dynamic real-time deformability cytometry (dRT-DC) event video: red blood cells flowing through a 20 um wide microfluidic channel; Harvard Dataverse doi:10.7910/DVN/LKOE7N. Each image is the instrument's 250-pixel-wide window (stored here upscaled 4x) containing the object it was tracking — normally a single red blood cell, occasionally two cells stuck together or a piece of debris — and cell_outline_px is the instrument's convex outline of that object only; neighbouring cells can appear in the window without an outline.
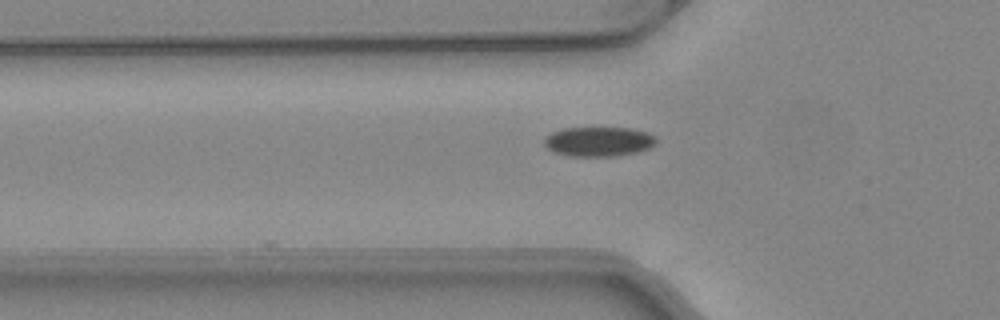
{"species": "common noctule bat (a hibernating species)", "species_latin": "Nyctalus noctula", "temperature_condition": "warm", "stored_images_in_passage": 26, "camera_frame_rate_fps": 3000, "um_per_image_px": 0.085, "animal": {"sex": "female", "body_mass_g": 24.6, "forearm_length_mm": 56.2}, "frame": {"image": 1, "passage_image": 4, "time_ms": 1.0, "image_size_px": [1000, 320], "cell_outline_px": [[656, 144], [648, 148], [636, 152], [616, 156], [568, 156], [552, 152], [544, 144], [544, 140], [552, 132], [564, 128], [628, 128], [648, 132], [656, 136]], "centroid_in_image_um": [50.89, 12.04], "position_along_channel_um": 74.9, "area_um2": 19.31}}
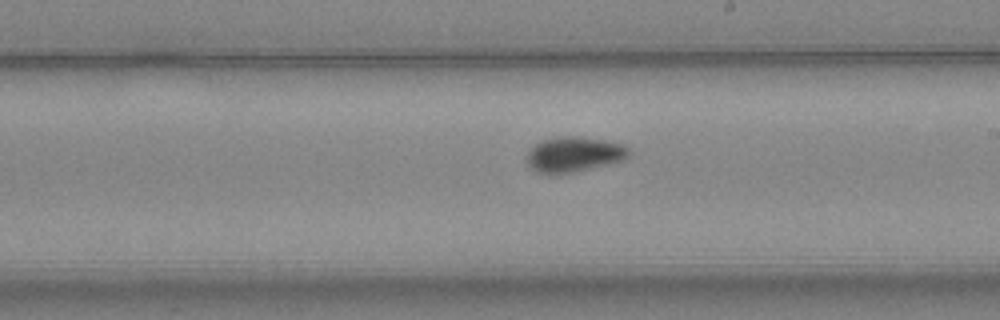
{"frame": {"image": 2, "passage_image": 16, "time_ms": 5.0, "image_size_px": [1000, 320], "cell_outline_px": [[628, 156], [620, 160], [608, 164], [560, 176], [548, 176], [536, 172], [528, 168], [524, 160], [528, 152], [536, 144], [544, 140], [556, 136], [580, 136], [604, 140], [624, 144], [628, 148]], "centroid_in_image_um": [48.69, 13.16], "position_along_channel_um": 240.3, "area_um2": 21.56}}
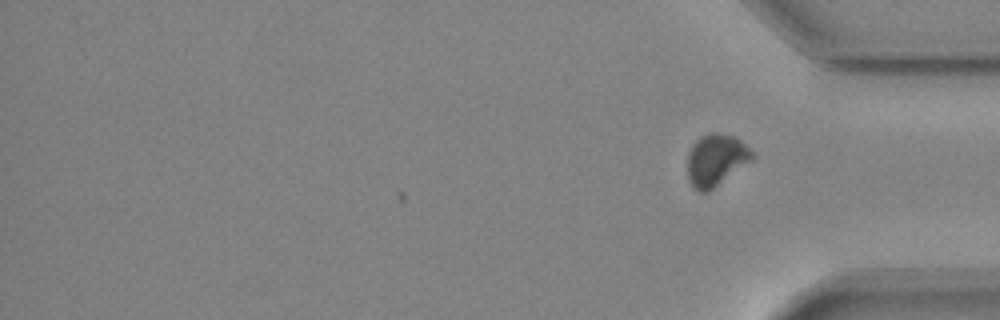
{"frame": {"image": 3, "passage_image": 26, "time_ms": 8.333, "image_size_px": [1000, 320], "cell_outline_px": [[756, 156], [752, 160], [708, 192], [696, 192], [692, 188], [688, 180], [688, 152], [692, 144], [700, 136], [708, 132], [716, 132], [736, 136]], "centroid_in_image_um": [60.83, 13.59], "position_along_channel_um": 374.4, "area_um2": 19.77}, "authors_computed_cell_mechanics": {"area_um2": 20.3167, "velocity_mm_per_s": 4.1191, "shape_relaxation_time_tau1_ms": 5.4031, "shape_relaxation_time_tau2_ms": 1.6482, "deformation_change_tau1": 0.1349, "deformation_change_tau2": 0.0376}}